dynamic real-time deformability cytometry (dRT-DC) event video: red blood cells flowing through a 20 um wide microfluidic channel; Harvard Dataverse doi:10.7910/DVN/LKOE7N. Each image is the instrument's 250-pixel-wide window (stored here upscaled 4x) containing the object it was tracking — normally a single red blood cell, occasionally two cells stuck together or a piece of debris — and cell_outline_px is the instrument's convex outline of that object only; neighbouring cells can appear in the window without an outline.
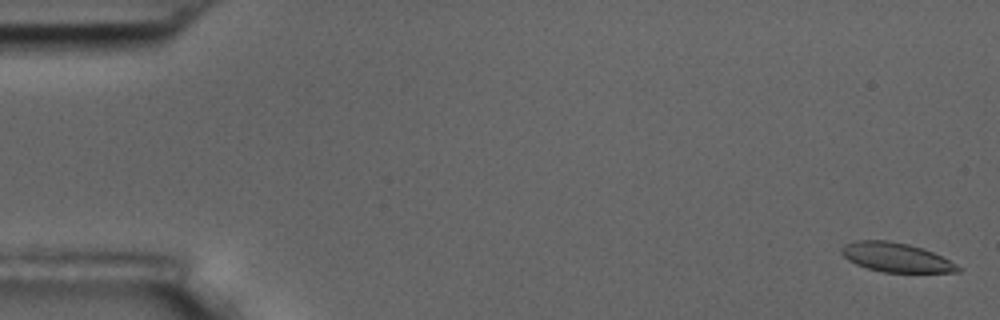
{"species": "common noctule bat (a hibernating species)", "species_latin": "Nyctalus noctula", "temperature_condition": "room temperature", "stored_images_in_passage": 57, "camera_frame_rate_fps": 3000, "um_per_image_px": 0.085, "animal": {"sex": "male", "body_mass_g": 17.5, "forearm_length_mm": 52.3}, "frame": {"image": 1, "passage_image": 2, "time_ms": 0.333, "image_size_px": [1000, 320], "cell_outline_px": [[964, 268], [960, 272], [884, 272], [868, 268], [856, 264], [848, 260], [840, 252], [840, 248], [844, 244], [856, 240], [888, 240], [908, 244], [932, 252]], "centroid_in_image_um": [76.14, 21.87], "position_along_channel_um": 8.9, "area_um2": 19.71}}
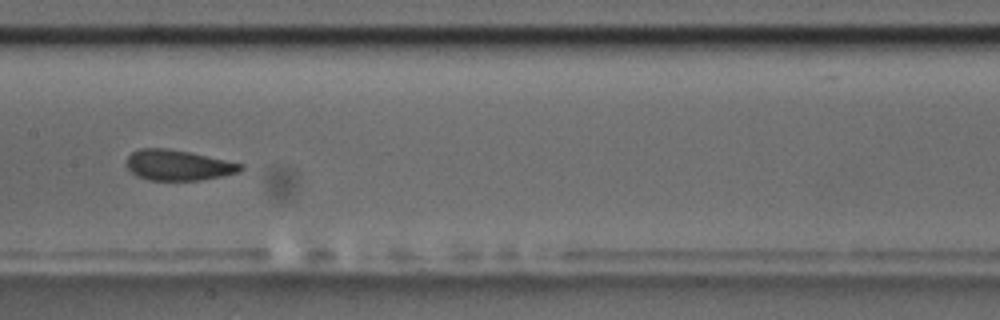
{"frame": {"image": 2, "passage_image": 29, "time_ms": 9.333, "image_size_px": [1000, 320], "cell_outline_px": [[244, 168], [240, 172], [224, 176], [200, 180], [148, 180], [136, 176], [128, 168], [128, 156], [132, 152], [140, 148], [168, 148], [188, 152], [244, 164]], "centroid_in_image_um": [15.17, 14.05], "position_along_channel_um": 192.2, "area_um2": 20.23}}
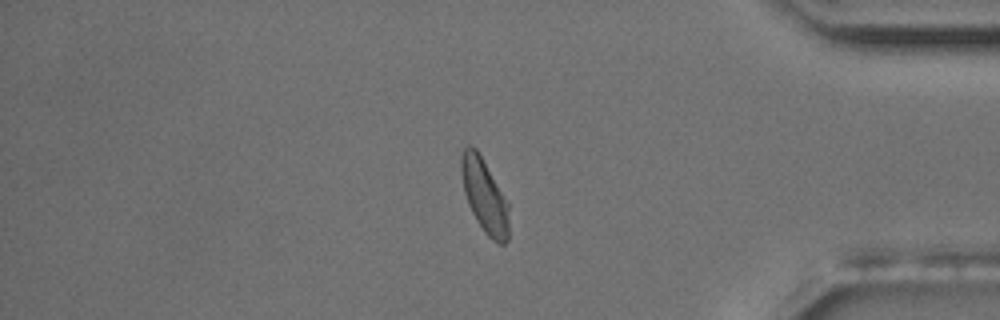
{"frame": {"image": 3, "passage_image": 48, "time_ms": 15.667, "image_size_px": [1000, 320], "cell_outline_px": [[508, 240], [504, 244], [500, 244], [492, 240], [484, 232], [476, 220], [468, 204], [464, 192], [460, 172], [460, 156], [464, 148], [468, 144], [472, 144], [476, 148], [508, 204]], "centroid_in_image_um": [41.14, 16.63], "position_along_channel_um": 394.1, "area_um2": 20.29}, "authors_computed_cell_mechanics": {"area_um2": 20.6924, "velocity_mm_per_s": 3.6103, "shape_relaxation_time_tau1_ms": 5.9889, "shape_relaxation_time_tau2_ms": 0.8657, "deformation_change_tau1": 0.1224, "deformation_change_tau2": 0.0731}}